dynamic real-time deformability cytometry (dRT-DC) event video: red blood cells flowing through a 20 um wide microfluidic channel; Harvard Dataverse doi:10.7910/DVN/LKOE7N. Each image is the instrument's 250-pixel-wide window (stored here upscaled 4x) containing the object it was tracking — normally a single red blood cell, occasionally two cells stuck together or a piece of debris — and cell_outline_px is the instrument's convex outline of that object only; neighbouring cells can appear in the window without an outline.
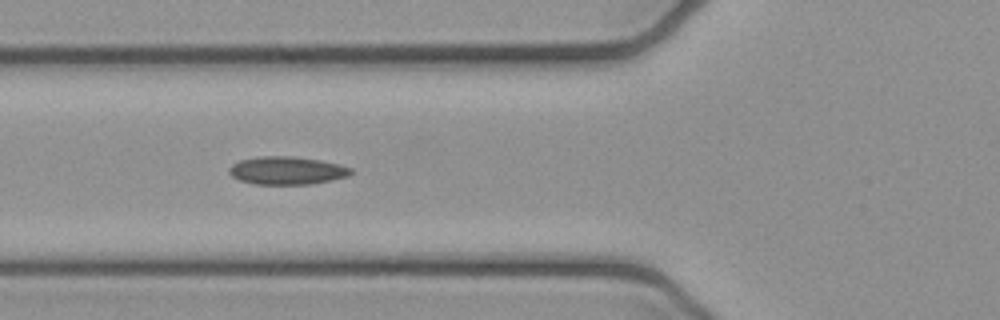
{"species": "common noctule bat (a hibernating species)", "species_latin": "Nyctalus noctula", "temperature_condition": "cold", "stored_images_in_passage": 6, "camera_frame_rate_fps": 3000, "um_per_image_px": 0.085, "animal": {"sex": "female", "body_mass_g": 21.9}, "frame": {"image": 1, "passage_image": 4, "time_ms": 1.0, "image_size_px": [1000, 320], "cell_outline_px": [[352, 172], [348, 176], [332, 180], [308, 184], [256, 184], [240, 180], [232, 176], [228, 172], [228, 168], [232, 164], [240, 160], [260, 156], [292, 156], [320, 160], [340, 164], [352, 168]], "centroid_in_image_um": [24.38, 14.49], "position_along_channel_um": 101.4, "area_um2": 19.83}}
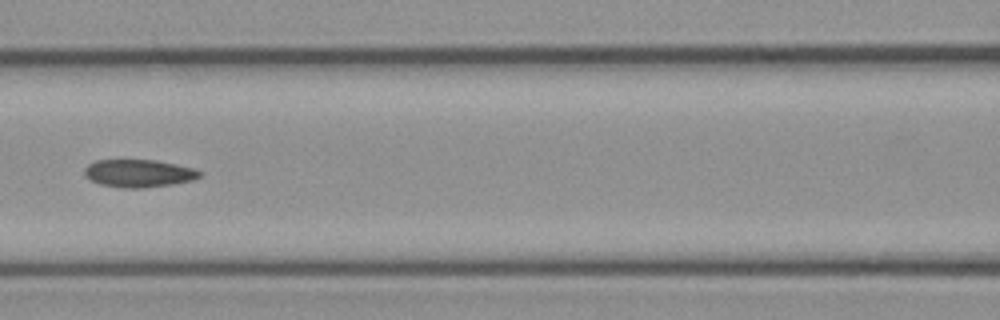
{"frame": {"image": 2, "passage_image": 5, "time_ms": 1.333, "image_size_px": [1000, 320], "cell_outline_px": [[200, 176], [192, 180], [172, 184], [144, 188], [120, 188], [100, 184], [84, 176], [84, 168], [88, 164], [96, 160], [156, 160], [176, 164], [192, 168], [200, 172]], "centroid_in_image_um": [11.74, 14.73], "position_along_channel_um": 154.9, "area_um2": 18.55}}
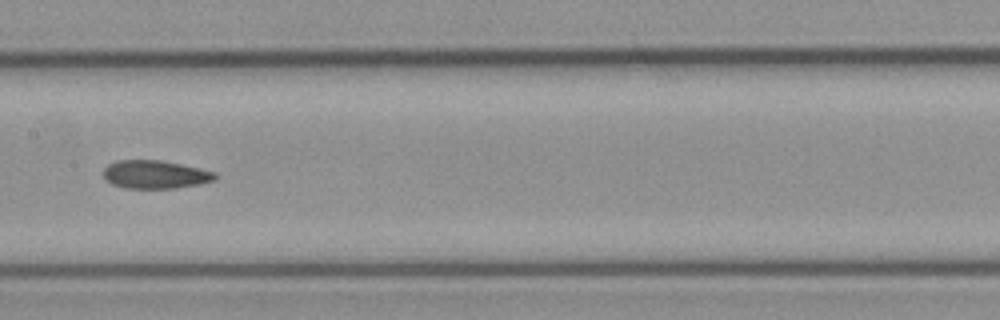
{"frame": {"image": 3, "passage_image": 6, "time_ms": 1.667, "image_size_px": [1000, 320], "cell_outline_px": [[216, 180], [200, 184], [176, 188], [124, 188], [112, 184], [104, 180], [104, 168], [108, 164], [116, 160], [160, 160], [200, 168], [216, 172]], "centroid_in_image_um": [13.18, 14.83], "position_along_channel_um": 194.2, "area_um2": 18.5}}